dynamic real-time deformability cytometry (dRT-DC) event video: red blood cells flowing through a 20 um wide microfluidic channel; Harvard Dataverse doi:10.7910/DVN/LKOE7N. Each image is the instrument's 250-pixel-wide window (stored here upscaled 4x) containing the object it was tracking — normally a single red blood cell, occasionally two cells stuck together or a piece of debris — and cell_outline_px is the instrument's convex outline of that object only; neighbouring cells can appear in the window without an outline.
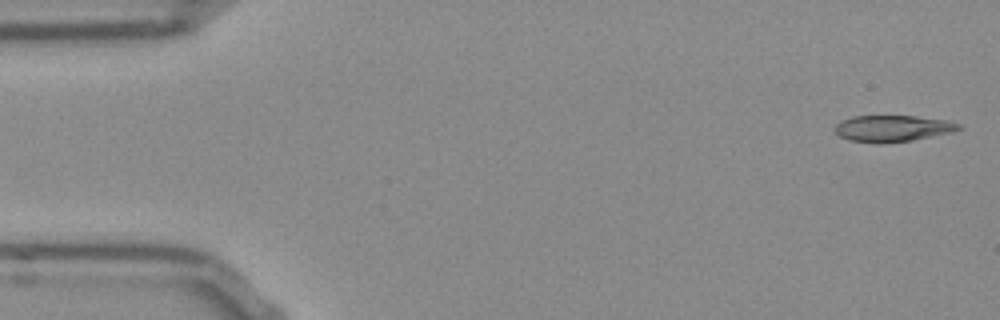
{"species": "Egyptian fruit bat (a non-hibernating species)", "species_latin": "Rousettus aegyptiacus", "temperature_condition": "room temperature", "stored_images_in_passage": 52, "camera_frame_rate_fps": 3000, "um_per_image_px": 0.085, "frame": {"image": 1, "passage_image": 1, "time_ms": 0.0, "image_size_px": [1000, 320], "cell_outline_px": [[964, 128], [952, 132], [912, 140], [880, 144], [876, 144], [848, 140], [840, 136], [832, 128], [840, 120], [852, 116], [916, 116], [948, 120], [960, 124]], "centroid_in_image_um": [75.85, 10.92], "position_along_channel_um": 9.2, "area_um2": 19.36}}
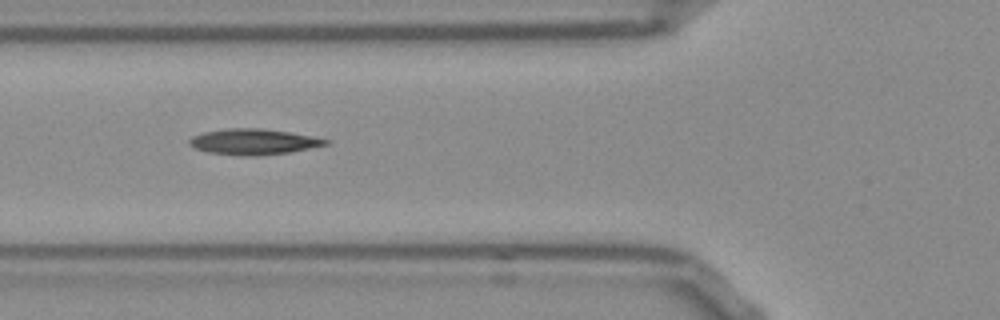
{"frame": {"image": 2, "passage_image": 18, "time_ms": 5.667, "image_size_px": [1000, 320], "cell_outline_px": [[332, 140], [328, 144], [288, 152], [260, 156], [236, 156], [208, 152], [192, 148], [188, 144], [188, 140], [192, 136], [204, 132], [228, 128], [260, 128], [288, 132]], "centroid_in_image_um": [21.48, 12.06], "position_along_channel_um": 104.3, "area_um2": 20.52}}
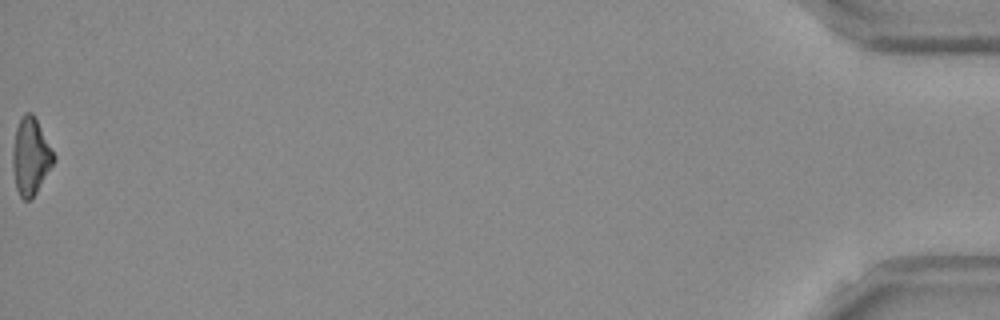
{"frame": {"image": 3, "passage_image": 52, "time_ms": 17.0, "image_size_px": [1000, 320], "cell_outline_px": [[56, 160], [32, 200], [24, 200], [20, 196], [16, 188], [12, 164], [12, 152], [16, 128], [20, 116], [24, 112], [32, 112], [56, 156]], "centroid_in_image_um": [2.61, 13.3], "position_along_channel_um": 432.6, "area_um2": 18.55}, "authors_computed_cell_mechanics": {"area_um2": 19.363, "velocity_mm_per_s": 3.8381, "shape_relaxation_time_tau1_ms": null, "shape_relaxation_time_tau2_ms": 8.5659, "deformation_change_tau1": null, "deformation_change_tau2": 0.2332}}